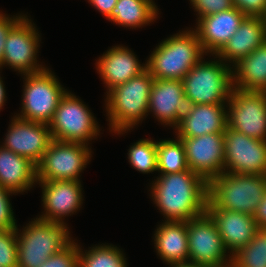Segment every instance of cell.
I'll use <instances>...</instances> for the list:
<instances>
[{
  "label": "cell",
  "mask_w": 266,
  "mask_h": 267,
  "mask_svg": "<svg viewBox=\"0 0 266 267\" xmlns=\"http://www.w3.org/2000/svg\"><path fill=\"white\" fill-rule=\"evenodd\" d=\"M9 193L15 194L9 189L0 186V230L16 229L17 227L9 200Z\"/></svg>",
  "instance_id": "34"
},
{
  "label": "cell",
  "mask_w": 266,
  "mask_h": 267,
  "mask_svg": "<svg viewBox=\"0 0 266 267\" xmlns=\"http://www.w3.org/2000/svg\"><path fill=\"white\" fill-rule=\"evenodd\" d=\"M189 262L205 267H220L231 263L226 247L214 221L205 212L187 221ZM228 260V261H227Z\"/></svg>",
  "instance_id": "11"
},
{
  "label": "cell",
  "mask_w": 266,
  "mask_h": 267,
  "mask_svg": "<svg viewBox=\"0 0 266 267\" xmlns=\"http://www.w3.org/2000/svg\"><path fill=\"white\" fill-rule=\"evenodd\" d=\"M131 165L142 173L157 171V142L140 139L128 151Z\"/></svg>",
  "instance_id": "30"
},
{
  "label": "cell",
  "mask_w": 266,
  "mask_h": 267,
  "mask_svg": "<svg viewBox=\"0 0 266 267\" xmlns=\"http://www.w3.org/2000/svg\"><path fill=\"white\" fill-rule=\"evenodd\" d=\"M152 183V199L166 221L187 222L206 212L208 182L190 169L160 174Z\"/></svg>",
  "instance_id": "1"
},
{
  "label": "cell",
  "mask_w": 266,
  "mask_h": 267,
  "mask_svg": "<svg viewBox=\"0 0 266 267\" xmlns=\"http://www.w3.org/2000/svg\"><path fill=\"white\" fill-rule=\"evenodd\" d=\"M39 41L34 24L27 16H23L6 37L0 68L6 64L23 75L45 70L36 59Z\"/></svg>",
  "instance_id": "13"
},
{
  "label": "cell",
  "mask_w": 266,
  "mask_h": 267,
  "mask_svg": "<svg viewBox=\"0 0 266 267\" xmlns=\"http://www.w3.org/2000/svg\"><path fill=\"white\" fill-rule=\"evenodd\" d=\"M235 8L246 16L266 15V0H232Z\"/></svg>",
  "instance_id": "35"
},
{
  "label": "cell",
  "mask_w": 266,
  "mask_h": 267,
  "mask_svg": "<svg viewBox=\"0 0 266 267\" xmlns=\"http://www.w3.org/2000/svg\"><path fill=\"white\" fill-rule=\"evenodd\" d=\"M233 67V88L266 92V41Z\"/></svg>",
  "instance_id": "25"
},
{
  "label": "cell",
  "mask_w": 266,
  "mask_h": 267,
  "mask_svg": "<svg viewBox=\"0 0 266 267\" xmlns=\"http://www.w3.org/2000/svg\"><path fill=\"white\" fill-rule=\"evenodd\" d=\"M24 15H19L16 17H7L6 14L0 13V64L2 62L4 47L6 37L12 27L23 17Z\"/></svg>",
  "instance_id": "36"
},
{
  "label": "cell",
  "mask_w": 266,
  "mask_h": 267,
  "mask_svg": "<svg viewBox=\"0 0 266 267\" xmlns=\"http://www.w3.org/2000/svg\"><path fill=\"white\" fill-rule=\"evenodd\" d=\"M235 267H266V229H258L253 239L231 258Z\"/></svg>",
  "instance_id": "29"
},
{
  "label": "cell",
  "mask_w": 266,
  "mask_h": 267,
  "mask_svg": "<svg viewBox=\"0 0 266 267\" xmlns=\"http://www.w3.org/2000/svg\"><path fill=\"white\" fill-rule=\"evenodd\" d=\"M122 251L113 245L92 247L83 253L79 246V267H127Z\"/></svg>",
  "instance_id": "28"
},
{
  "label": "cell",
  "mask_w": 266,
  "mask_h": 267,
  "mask_svg": "<svg viewBox=\"0 0 266 267\" xmlns=\"http://www.w3.org/2000/svg\"><path fill=\"white\" fill-rule=\"evenodd\" d=\"M170 266L172 267H205L199 264H195L192 262H181V263H171Z\"/></svg>",
  "instance_id": "39"
},
{
  "label": "cell",
  "mask_w": 266,
  "mask_h": 267,
  "mask_svg": "<svg viewBox=\"0 0 266 267\" xmlns=\"http://www.w3.org/2000/svg\"><path fill=\"white\" fill-rule=\"evenodd\" d=\"M2 78L0 77V110L2 109L4 102H5V87L3 85V81L1 80Z\"/></svg>",
  "instance_id": "40"
},
{
  "label": "cell",
  "mask_w": 266,
  "mask_h": 267,
  "mask_svg": "<svg viewBox=\"0 0 266 267\" xmlns=\"http://www.w3.org/2000/svg\"><path fill=\"white\" fill-rule=\"evenodd\" d=\"M47 124L14 117L3 147L38 164L52 141Z\"/></svg>",
  "instance_id": "15"
},
{
  "label": "cell",
  "mask_w": 266,
  "mask_h": 267,
  "mask_svg": "<svg viewBox=\"0 0 266 267\" xmlns=\"http://www.w3.org/2000/svg\"><path fill=\"white\" fill-rule=\"evenodd\" d=\"M266 192V175L223 172L208 182V202L216 209L254 215Z\"/></svg>",
  "instance_id": "3"
},
{
  "label": "cell",
  "mask_w": 266,
  "mask_h": 267,
  "mask_svg": "<svg viewBox=\"0 0 266 267\" xmlns=\"http://www.w3.org/2000/svg\"><path fill=\"white\" fill-rule=\"evenodd\" d=\"M227 65V66H226ZM222 60L202 61L183 77L188 104H225L232 90V67Z\"/></svg>",
  "instance_id": "6"
},
{
  "label": "cell",
  "mask_w": 266,
  "mask_h": 267,
  "mask_svg": "<svg viewBox=\"0 0 266 267\" xmlns=\"http://www.w3.org/2000/svg\"><path fill=\"white\" fill-rule=\"evenodd\" d=\"M48 127L52 139L61 142L87 144L100 132L87 106L69 91L61 98Z\"/></svg>",
  "instance_id": "8"
},
{
  "label": "cell",
  "mask_w": 266,
  "mask_h": 267,
  "mask_svg": "<svg viewBox=\"0 0 266 267\" xmlns=\"http://www.w3.org/2000/svg\"><path fill=\"white\" fill-rule=\"evenodd\" d=\"M99 12L107 17L118 0H88Z\"/></svg>",
  "instance_id": "37"
},
{
  "label": "cell",
  "mask_w": 266,
  "mask_h": 267,
  "mask_svg": "<svg viewBox=\"0 0 266 267\" xmlns=\"http://www.w3.org/2000/svg\"><path fill=\"white\" fill-rule=\"evenodd\" d=\"M206 213L214 221L226 250H230L232 256L248 244L259 229L253 215L216 209L209 202H207Z\"/></svg>",
  "instance_id": "16"
},
{
  "label": "cell",
  "mask_w": 266,
  "mask_h": 267,
  "mask_svg": "<svg viewBox=\"0 0 266 267\" xmlns=\"http://www.w3.org/2000/svg\"><path fill=\"white\" fill-rule=\"evenodd\" d=\"M91 157L88 144L52 140L37 166V181L78 179Z\"/></svg>",
  "instance_id": "9"
},
{
  "label": "cell",
  "mask_w": 266,
  "mask_h": 267,
  "mask_svg": "<svg viewBox=\"0 0 266 267\" xmlns=\"http://www.w3.org/2000/svg\"><path fill=\"white\" fill-rule=\"evenodd\" d=\"M266 41L264 17L246 16L237 31L215 55L222 61L233 62L234 66Z\"/></svg>",
  "instance_id": "21"
},
{
  "label": "cell",
  "mask_w": 266,
  "mask_h": 267,
  "mask_svg": "<svg viewBox=\"0 0 266 267\" xmlns=\"http://www.w3.org/2000/svg\"><path fill=\"white\" fill-rule=\"evenodd\" d=\"M17 231L0 230V267H17Z\"/></svg>",
  "instance_id": "31"
},
{
  "label": "cell",
  "mask_w": 266,
  "mask_h": 267,
  "mask_svg": "<svg viewBox=\"0 0 266 267\" xmlns=\"http://www.w3.org/2000/svg\"><path fill=\"white\" fill-rule=\"evenodd\" d=\"M220 267H235L232 263H229L227 265H224V266H220Z\"/></svg>",
  "instance_id": "41"
},
{
  "label": "cell",
  "mask_w": 266,
  "mask_h": 267,
  "mask_svg": "<svg viewBox=\"0 0 266 267\" xmlns=\"http://www.w3.org/2000/svg\"><path fill=\"white\" fill-rule=\"evenodd\" d=\"M204 50L194 30L175 34L162 41L146 62L153 78L183 80V77L204 56Z\"/></svg>",
  "instance_id": "4"
},
{
  "label": "cell",
  "mask_w": 266,
  "mask_h": 267,
  "mask_svg": "<svg viewBox=\"0 0 266 267\" xmlns=\"http://www.w3.org/2000/svg\"><path fill=\"white\" fill-rule=\"evenodd\" d=\"M245 17V14L233 7L198 19L195 32L205 54L210 52L216 55L237 31Z\"/></svg>",
  "instance_id": "19"
},
{
  "label": "cell",
  "mask_w": 266,
  "mask_h": 267,
  "mask_svg": "<svg viewBox=\"0 0 266 267\" xmlns=\"http://www.w3.org/2000/svg\"><path fill=\"white\" fill-rule=\"evenodd\" d=\"M65 223L34 219L24 230L17 231V267H40L50 256L73 241Z\"/></svg>",
  "instance_id": "5"
},
{
  "label": "cell",
  "mask_w": 266,
  "mask_h": 267,
  "mask_svg": "<svg viewBox=\"0 0 266 267\" xmlns=\"http://www.w3.org/2000/svg\"><path fill=\"white\" fill-rule=\"evenodd\" d=\"M157 142V171L161 174L188 170L185 148L180 138Z\"/></svg>",
  "instance_id": "27"
},
{
  "label": "cell",
  "mask_w": 266,
  "mask_h": 267,
  "mask_svg": "<svg viewBox=\"0 0 266 267\" xmlns=\"http://www.w3.org/2000/svg\"><path fill=\"white\" fill-rule=\"evenodd\" d=\"M24 76L22 110L16 117L48 125L67 91L49 69Z\"/></svg>",
  "instance_id": "7"
},
{
  "label": "cell",
  "mask_w": 266,
  "mask_h": 267,
  "mask_svg": "<svg viewBox=\"0 0 266 267\" xmlns=\"http://www.w3.org/2000/svg\"><path fill=\"white\" fill-rule=\"evenodd\" d=\"M187 107L182 80L154 78L150 90L148 112H153L161 123L173 125L176 128Z\"/></svg>",
  "instance_id": "18"
},
{
  "label": "cell",
  "mask_w": 266,
  "mask_h": 267,
  "mask_svg": "<svg viewBox=\"0 0 266 267\" xmlns=\"http://www.w3.org/2000/svg\"><path fill=\"white\" fill-rule=\"evenodd\" d=\"M154 236L157 254L168 265L189 262L187 222L165 221Z\"/></svg>",
  "instance_id": "24"
},
{
  "label": "cell",
  "mask_w": 266,
  "mask_h": 267,
  "mask_svg": "<svg viewBox=\"0 0 266 267\" xmlns=\"http://www.w3.org/2000/svg\"><path fill=\"white\" fill-rule=\"evenodd\" d=\"M40 267H79V246L73 242L50 256Z\"/></svg>",
  "instance_id": "32"
},
{
  "label": "cell",
  "mask_w": 266,
  "mask_h": 267,
  "mask_svg": "<svg viewBox=\"0 0 266 267\" xmlns=\"http://www.w3.org/2000/svg\"><path fill=\"white\" fill-rule=\"evenodd\" d=\"M43 188L45 214L38 219L64 223L62 217L76 213L82 204L81 182L74 180L39 181ZM65 215V216H64Z\"/></svg>",
  "instance_id": "17"
},
{
  "label": "cell",
  "mask_w": 266,
  "mask_h": 267,
  "mask_svg": "<svg viewBox=\"0 0 266 267\" xmlns=\"http://www.w3.org/2000/svg\"><path fill=\"white\" fill-rule=\"evenodd\" d=\"M226 128L225 104H188L175 129L177 137H199L204 134L225 132Z\"/></svg>",
  "instance_id": "20"
},
{
  "label": "cell",
  "mask_w": 266,
  "mask_h": 267,
  "mask_svg": "<svg viewBox=\"0 0 266 267\" xmlns=\"http://www.w3.org/2000/svg\"><path fill=\"white\" fill-rule=\"evenodd\" d=\"M227 104V128L266 141V92L232 88Z\"/></svg>",
  "instance_id": "10"
},
{
  "label": "cell",
  "mask_w": 266,
  "mask_h": 267,
  "mask_svg": "<svg viewBox=\"0 0 266 267\" xmlns=\"http://www.w3.org/2000/svg\"><path fill=\"white\" fill-rule=\"evenodd\" d=\"M97 71L110 91L129 81L143 72L147 66L139 63L138 59L127 47L114 46L99 58Z\"/></svg>",
  "instance_id": "22"
},
{
  "label": "cell",
  "mask_w": 266,
  "mask_h": 267,
  "mask_svg": "<svg viewBox=\"0 0 266 267\" xmlns=\"http://www.w3.org/2000/svg\"><path fill=\"white\" fill-rule=\"evenodd\" d=\"M158 8L153 0H118L106 17L124 27H141L156 19Z\"/></svg>",
  "instance_id": "26"
},
{
  "label": "cell",
  "mask_w": 266,
  "mask_h": 267,
  "mask_svg": "<svg viewBox=\"0 0 266 267\" xmlns=\"http://www.w3.org/2000/svg\"><path fill=\"white\" fill-rule=\"evenodd\" d=\"M253 217L257 222L258 228L266 229V192Z\"/></svg>",
  "instance_id": "38"
},
{
  "label": "cell",
  "mask_w": 266,
  "mask_h": 267,
  "mask_svg": "<svg viewBox=\"0 0 266 267\" xmlns=\"http://www.w3.org/2000/svg\"><path fill=\"white\" fill-rule=\"evenodd\" d=\"M154 78L146 68L129 81L107 91L106 110L111 131L125 132L139 124L148 113Z\"/></svg>",
  "instance_id": "2"
},
{
  "label": "cell",
  "mask_w": 266,
  "mask_h": 267,
  "mask_svg": "<svg viewBox=\"0 0 266 267\" xmlns=\"http://www.w3.org/2000/svg\"><path fill=\"white\" fill-rule=\"evenodd\" d=\"M186 154L188 168L209 182L224 172V132L199 137H178Z\"/></svg>",
  "instance_id": "14"
},
{
  "label": "cell",
  "mask_w": 266,
  "mask_h": 267,
  "mask_svg": "<svg viewBox=\"0 0 266 267\" xmlns=\"http://www.w3.org/2000/svg\"><path fill=\"white\" fill-rule=\"evenodd\" d=\"M34 182H38L36 164L0 146V186L16 194L29 190Z\"/></svg>",
  "instance_id": "23"
},
{
  "label": "cell",
  "mask_w": 266,
  "mask_h": 267,
  "mask_svg": "<svg viewBox=\"0 0 266 267\" xmlns=\"http://www.w3.org/2000/svg\"><path fill=\"white\" fill-rule=\"evenodd\" d=\"M224 172L266 175V141L226 128Z\"/></svg>",
  "instance_id": "12"
},
{
  "label": "cell",
  "mask_w": 266,
  "mask_h": 267,
  "mask_svg": "<svg viewBox=\"0 0 266 267\" xmlns=\"http://www.w3.org/2000/svg\"><path fill=\"white\" fill-rule=\"evenodd\" d=\"M190 3H192L194 9L198 12V19L234 7L232 0H190Z\"/></svg>",
  "instance_id": "33"
}]
</instances>
